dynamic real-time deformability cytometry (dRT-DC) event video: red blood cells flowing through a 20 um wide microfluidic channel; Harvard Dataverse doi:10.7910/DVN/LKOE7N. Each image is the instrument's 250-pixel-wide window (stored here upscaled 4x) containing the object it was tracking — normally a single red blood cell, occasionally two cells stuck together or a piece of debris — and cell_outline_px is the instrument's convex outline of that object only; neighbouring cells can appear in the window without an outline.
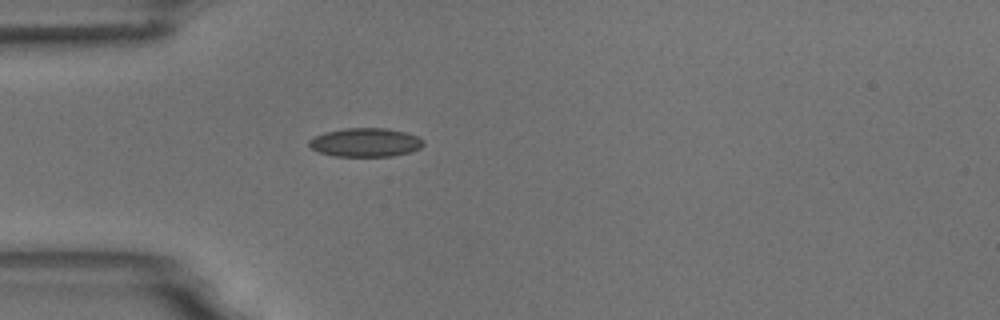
{"species": "common noctule bat (a hibernating species)", "species_latin": "Nyctalus noctula", "temperature_condition": "room temperature", "stored_images_in_passage": 5, "camera_frame_rate_fps": 3000, "um_per_image_px": 0.085, "animal": {"sex": "male", "body_mass_g": 18.8}, "frame": {"image": 1, "passage_image": 5, "time_ms": 4.667, "image_size_px": [1000, 320], "cell_outline_px": [[424, 144], [420, 148], [408, 152], [392, 156], [336, 156], [320, 152], [312, 148], [308, 144], [308, 140], [324, 132], [344, 128], [388, 128], [404, 132], [416, 136], [424, 140]], "centroid_in_image_um": [31.06, 12.1], "position_along_channel_um": 53.9, "area_um2": 19.02}}